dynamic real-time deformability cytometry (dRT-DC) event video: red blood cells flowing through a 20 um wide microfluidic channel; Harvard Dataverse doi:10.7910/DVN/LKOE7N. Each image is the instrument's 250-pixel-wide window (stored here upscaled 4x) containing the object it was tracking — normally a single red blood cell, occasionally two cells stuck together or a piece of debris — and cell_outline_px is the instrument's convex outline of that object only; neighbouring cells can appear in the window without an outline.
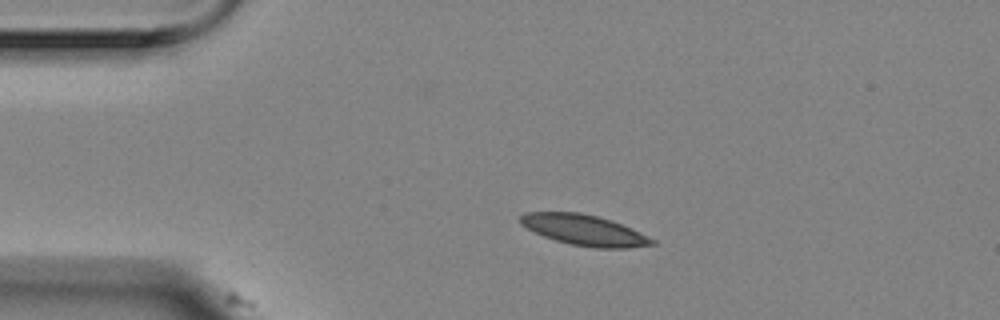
{"species": "Egyptian fruit bat (a non-hibernating species)", "species_latin": "Rousettus aegyptiacus", "temperature_condition": "room temperature", "stored_images_in_passage": 15, "camera_frame_rate_fps": 3000, "um_per_image_px": 0.085, "animal": {"sex": "female"}, "frame": {"image": 1, "passage_image": 1, "time_ms": 0.0, "image_size_px": [1000, 320], "cell_outline_px": [[656, 244], [628, 248], [596, 248], [572, 244], [556, 240], [544, 236], [520, 224], [520, 216], [524, 212], [580, 212], [612, 220], [632, 228], [656, 240]], "centroid_in_image_um": [49.69, 19.55], "position_along_channel_um": 35.3, "area_um2": 23.41}}